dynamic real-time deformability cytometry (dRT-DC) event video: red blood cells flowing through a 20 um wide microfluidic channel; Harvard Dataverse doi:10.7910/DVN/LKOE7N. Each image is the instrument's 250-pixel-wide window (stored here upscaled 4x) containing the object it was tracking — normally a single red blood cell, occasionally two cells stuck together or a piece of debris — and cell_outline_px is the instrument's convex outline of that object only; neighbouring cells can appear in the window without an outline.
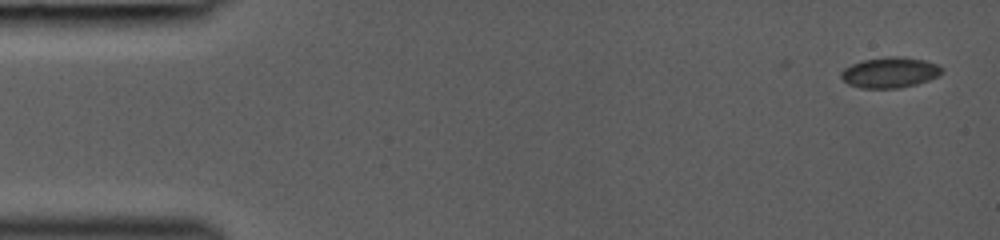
{"species": "common noctule bat (a hibernating species)", "species_latin": "Nyctalus noctula", "temperature_condition": "room temperature", "stored_images_in_passage": 4, "camera_frame_rate_fps": 3000, "um_per_image_px": 0.085, "animal": {"sex": "female", "body_mass_g": 19.0, "forearm_length_mm": 53.3}, "frame": {"image": 1, "passage_image": 1, "time_ms": 0.0, "image_size_px": [1000, 240], "cell_outline_px": [[944, 68], [936, 76], [928, 80], [916, 84], [900, 88], [860, 88], [848, 84], [840, 76], [840, 72], [844, 68], [852, 64], [864, 60], [888, 56], [900, 56], [924, 60], [936, 64]], "centroid_in_image_um": [75.61, 6.16], "position_along_channel_um": 9.4, "area_um2": 17.86}}